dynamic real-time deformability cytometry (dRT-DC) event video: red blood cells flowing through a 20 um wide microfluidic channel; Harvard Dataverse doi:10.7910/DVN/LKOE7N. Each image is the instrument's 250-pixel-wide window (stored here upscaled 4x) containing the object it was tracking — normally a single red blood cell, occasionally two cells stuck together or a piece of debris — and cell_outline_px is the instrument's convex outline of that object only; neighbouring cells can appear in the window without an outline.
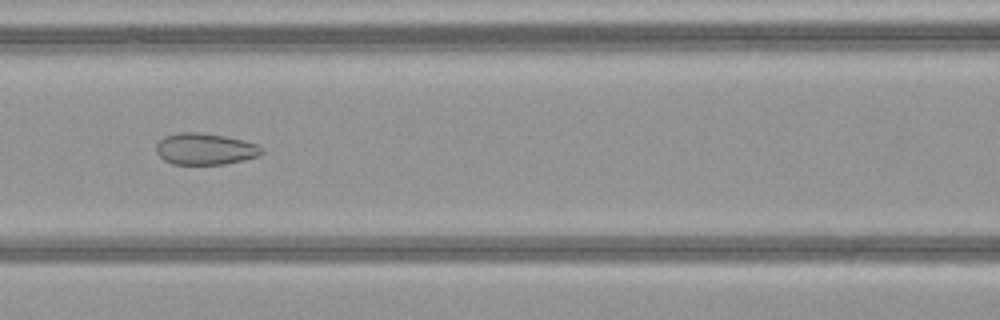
{"species": "common noctule bat (a hibernating species)", "species_latin": "Nyctalus noctula", "temperature_condition": "warm", "stored_images_in_passage": 43, "camera_frame_rate_fps": 3000, "um_per_image_px": 0.085, "animal": {"sex": "female", "body_mass_g": 21.9}, "frame": {"image": 1, "passage_image": 15, "time_ms": 4.667, "image_size_px": [1000, 320], "cell_outline_px": [[264, 152], [260, 156], [244, 160], [224, 164], [172, 164], [164, 160], [156, 152], [156, 144], [164, 136], [180, 132], [200, 132], [224, 136], [244, 140], [256, 144], [264, 148]], "centroid_in_image_um": [17.45, 12.66], "position_along_channel_um": 149.1, "area_um2": 19.54}}
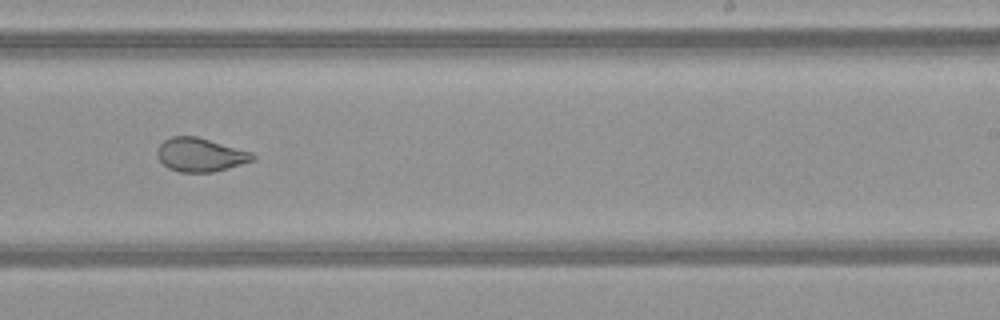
{"frame": {"image": 2, "passage_image": 24, "time_ms": 7.667, "image_size_px": [1000, 320], "cell_outline_px": [[256, 160], [228, 168], [212, 172], [180, 172], [168, 168], [156, 156], [156, 148], [164, 140], [172, 136], [196, 136], [252, 152], [256, 156]], "centroid_in_image_um": [17.02, 13.15], "position_along_channel_um": 272.0, "area_um2": 18.79}}
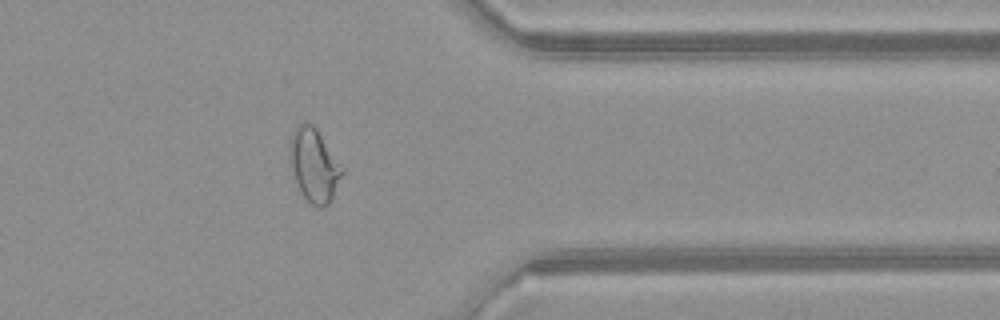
{"frame": {"image": 3, "passage_image": 33, "time_ms": 10.667, "image_size_px": [1000, 320], "cell_outline_px": [[344, 172], [332, 200], [324, 208], [320, 208], [312, 204], [300, 192], [288, 164], [288, 144], [292, 132], [304, 120], [312, 124], [316, 128], [344, 168]], "centroid_in_image_um": [26.67, 14.04], "position_along_channel_um": 384.7, "area_um2": 22.89}, "authors_computed_cell_mechanics": {"area_um2": 22.4264, "velocity_mm_per_s": 4.1071, "shape_relaxation_time_tau1_ms": null, "shape_relaxation_time_tau2_ms": 0.8888, "deformation_change_tau1": null, "deformation_change_tau2": 0.0678}}